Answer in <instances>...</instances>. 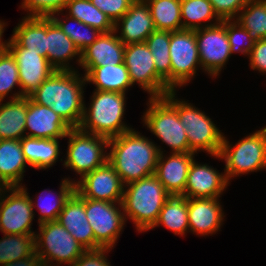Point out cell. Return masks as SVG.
I'll list each match as a JSON object with an SVG mask.
<instances>
[{
	"label": "cell",
	"instance_id": "obj_40",
	"mask_svg": "<svg viewBox=\"0 0 266 266\" xmlns=\"http://www.w3.org/2000/svg\"><path fill=\"white\" fill-rule=\"evenodd\" d=\"M226 33L230 43L231 54L235 52H241V54H247V56L250 54L252 48L254 47L255 41L251 39L247 30L243 28L235 19L226 20ZM243 43L244 45H242Z\"/></svg>",
	"mask_w": 266,
	"mask_h": 266
},
{
	"label": "cell",
	"instance_id": "obj_29",
	"mask_svg": "<svg viewBox=\"0 0 266 266\" xmlns=\"http://www.w3.org/2000/svg\"><path fill=\"white\" fill-rule=\"evenodd\" d=\"M58 140L24 136L20 143L28 165L45 170L52 167L60 155Z\"/></svg>",
	"mask_w": 266,
	"mask_h": 266
},
{
	"label": "cell",
	"instance_id": "obj_22",
	"mask_svg": "<svg viewBox=\"0 0 266 266\" xmlns=\"http://www.w3.org/2000/svg\"><path fill=\"white\" fill-rule=\"evenodd\" d=\"M219 198H188L189 230L193 234L216 233L223 222L224 212Z\"/></svg>",
	"mask_w": 266,
	"mask_h": 266
},
{
	"label": "cell",
	"instance_id": "obj_9",
	"mask_svg": "<svg viewBox=\"0 0 266 266\" xmlns=\"http://www.w3.org/2000/svg\"><path fill=\"white\" fill-rule=\"evenodd\" d=\"M68 149L64 167H69L81 178L108 161L109 139L103 136L86 133L79 128H72L67 134Z\"/></svg>",
	"mask_w": 266,
	"mask_h": 266
},
{
	"label": "cell",
	"instance_id": "obj_43",
	"mask_svg": "<svg viewBox=\"0 0 266 266\" xmlns=\"http://www.w3.org/2000/svg\"><path fill=\"white\" fill-rule=\"evenodd\" d=\"M213 10L222 20H233L249 0H209Z\"/></svg>",
	"mask_w": 266,
	"mask_h": 266
},
{
	"label": "cell",
	"instance_id": "obj_11",
	"mask_svg": "<svg viewBox=\"0 0 266 266\" xmlns=\"http://www.w3.org/2000/svg\"><path fill=\"white\" fill-rule=\"evenodd\" d=\"M123 59L132 85L138 83L150 98L163 97L173 91L157 74L153 55L145 42L125 45Z\"/></svg>",
	"mask_w": 266,
	"mask_h": 266
},
{
	"label": "cell",
	"instance_id": "obj_1",
	"mask_svg": "<svg viewBox=\"0 0 266 266\" xmlns=\"http://www.w3.org/2000/svg\"><path fill=\"white\" fill-rule=\"evenodd\" d=\"M76 70H55L28 97L37 104L51 108L71 127L78 128L84 112L85 76Z\"/></svg>",
	"mask_w": 266,
	"mask_h": 266
},
{
	"label": "cell",
	"instance_id": "obj_19",
	"mask_svg": "<svg viewBox=\"0 0 266 266\" xmlns=\"http://www.w3.org/2000/svg\"><path fill=\"white\" fill-rule=\"evenodd\" d=\"M163 154L158 155L155 176L170 195H183L195 153L171 152L169 157Z\"/></svg>",
	"mask_w": 266,
	"mask_h": 266
},
{
	"label": "cell",
	"instance_id": "obj_28",
	"mask_svg": "<svg viewBox=\"0 0 266 266\" xmlns=\"http://www.w3.org/2000/svg\"><path fill=\"white\" fill-rule=\"evenodd\" d=\"M0 101V140H21L25 132L28 97L10 100L6 103Z\"/></svg>",
	"mask_w": 266,
	"mask_h": 266
},
{
	"label": "cell",
	"instance_id": "obj_48",
	"mask_svg": "<svg viewBox=\"0 0 266 266\" xmlns=\"http://www.w3.org/2000/svg\"><path fill=\"white\" fill-rule=\"evenodd\" d=\"M7 187L0 181V192L6 189Z\"/></svg>",
	"mask_w": 266,
	"mask_h": 266
},
{
	"label": "cell",
	"instance_id": "obj_15",
	"mask_svg": "<svg viewBox=\"0 0 266 266\" xmlns=\"http://www.w3.org/2000/svg\"><path fill=\"white\" fill-rule=\"evenodd\" d=\"M8 50L16 60L21 88L10 100L28 97L56 70L47 58L28 52L27 48L20 47L12 38Z\"/></svg>",
	"mask_w": 266,
	"mask_h": 266
},
{
	"label": "cell",
	"instance_id": "obj_3",
	"mask_svg": "<svg viewBox=\"0 0 266 266\" xmlns=\"http://www.w3.org/2000/svg\"><path fill=\"white\" fill-rule=\"evenodd\" d=\"M170 196L155 175L124 185L122 207L125 219L126 216L131 219L138 232L150 230Z\"/></svg>",
	"mask_w": 266,
	"mask_h": 266
},
{
	"label": "cell",
	"instance_id": "obj_17",
	"mask_svg": "<svg viewBox=\"0 0 266 266\" xmlns=\"http://www.w3.org/2000/svg\"><path fill=\"white\" fill-rule=\"evenodd\" d=\"M72 128L51 108L34 103L28 97L25 131L27 137L62 139Z\"/></svg>",
	"mask_w": 266,
	"mask_h": 266
},
{
	"label": "cell",
	"instance_id": "obj_46",
	"mask_svg": "<svg viewBox=\"0 0 266 266\" xmlns=\"http://www.w3.org/2000/svg\"><path fill=\"white\" fill-rule=\"evenodd\" d=\"M2 266H43V263L40 257L35 252L33 255L29 257H26V258H23L17 261L9 262Z\"/></svg>",
	"mask_w": 266,
	"mask_h": 266
},
{
	"label": "cell",
	"instance_id": "obj_35",
	"mask_svg": "<svg viewBox=\"0 0 266 266\" xmlns=\"http://www.w3.org/2000/svg\"><path fill=\"white\" fill-rule=\"evenodd\" d=\"M255 42L266 39V0H249L236 17Z\"/></svg>",
	"mask_w": 266,
	"mask_h": 266
},
{
	"label": "cell",
	"instance_id": "obj_41",
	"mask_svg": "<svg viewBox=\"0 0 266 266\" xmlns=\"http://www.w3.org/2000/svg\"><path fill=\"white\" fill-rule=\"evenodd\" d=\"M68 0H23L22 7L29 17H51L64 11Z\"/></svg>",
	"mask_w": 266,
	"mask_h": 266
},
{
	"label": "cell",
	"instance_id": "obj_4",
	"mask_svg": "<svg viewBox=\"0 0 266 266\" xmlns=\"http://www.w3.org/2000/svg\"><path fill=\"white\" fill-rule=\"evenodd\" d=\"M125 94L95 90L88 110L84 106L83 117L78 128L86 133L108 139L132 130L122 122L126 105Z\"/></svg>",
	"mask_w": 266,
	"mask_h": 266
},
{
	"label": "cell",
	"instance_id": "obj_20",
	"mask_svg": "<svg viewBox=\"0 0 266 266\" xmlns=\"http://www.w3.org/2000/svg\"><path fill=\"white\" fill-rule=\"evenodd\" d=\"M114 25L116 33L121 28L118 38L125 45L145 42L149 35L156 30L149 7L145 1L141 0L134 1L124 16Z\"/></svg>",
	"mask_w": 266,
	"mask_h": 266
},
{
	"label": "cell",
	"instance_id": "obj_8",
	"mask_svg": "<svg viewBox=\"0 0 266 266\" xmlns=\"http://www.w3.org/2000/svg\"><path fill=\"white\" fill-rule=\"evenodd\" d=\"M176 111L186 129L189 148L193 153L206 151L213 157L219 155L223 143L222 132L211 118L191 103L176 99Z\"/></svg>",
	"mask_w": 266,
	"mask_h": 266
},
{
	"label": "cell",
	"instance_id": "obj_14",
	"mask_svg": "<svg viewBox=\"0 0 266 266\" xmlns=\"http://www.w3.org/2000/svg\"><path fill=\"white\" fill-rule=\"evenodd\" d=\"M201 69L217 77L231 56L226 20L195 30Z\"/></svg>",
	"mask_w": 266,
	"mask_h": 266
},
{
	"label": "cell",
	"instance_id": "obj_6",
	"mask_svg": "<svg viewBox=\"0 0 266 266\" xmlns=\"http://www.w3.org/2000/svg\"><path fill=\"white\" fill-rule=\"evenodd\" d=\"M230 145L224 136L216 156L225 161L224 173L228 181L237 175L266 168V126L239 140L233 147Z\"/></svg>",
	"mask_w": 266,
	"mask_h": 266
},
{
	"label": "cell",
	"instance_id": "obj_10",
	"mask_svg": "<svg viewBox=\"0 0 266 266\" xmlns=\"http://www.w3.org/2000/svg\"><path fill=\"white\" fill-rule=\"evenodd\" d=\"M116 203L85 198L87 220L94 234V250L114 248L120 232L126 224L122 205Z\"/></svg>",
	"mask_w": 266,
	"mask_h": 266
},
{
	"label": "cell",
	"instance_id": "obj_16",
	"mask_svg": "<svg viewBox=\"0 0 266 266\" xmlns=\"http://www.w3.org/2000/svg\"><path fill=\"white\" fill-rule=\"evenodd\" d=\"M75 190L83 197L122 205L124 184L107 161L75 182Z\"/></svg>",
	"mask_w": 266,
	"mask_h": 266
},
{
	"label": "cell",
	"instance_id": "obj_25",
	"mask_svg": "<svg viewBox=\"0 0 266 266\" xmlns=\"http://www.w3.org/2000/svg\"><path fill=\"white\" fill-rule=\"evenodd\" d=\"M26 164L20 140H0V181L6 187H22Z\"/></svg>",
	"mask_w": 266,
	"mask_h": 266
},
{
	"label": "cell",
	"instance_id": "obj_31",
	"mask_svg": "<svg viewBox=\"0 0 266 266\" xmlns=\"http://www.w3.org/2000/svg\"><path fill=\"white\" fill-rule=\"evenodd\" d=\"M150 10L156 30H182L181 0H144Z\"/></svg>",
	"mask_w": 266,
	"mask_h": 266
},
{
	"label": "cell",
	"instance_id": "obj_42",
	"mask_svg": "<svg viewBox=\"0 0 266 266\" xmlns=\"http://www.w3.org/2000/svg\"><path fill=\"white\" fill-rule=\"evenodd\" d=\"M135 0H90L115 24L129 10Z\"/></svg>",
	"mask_w": 266,
	"mask_h": 266
},
{
	"label": "cell",
	"instance_id": "obj_36",
	"mask_svg": "<svg viewBox=\"0 0 266 266\" xmlns=\"http://www.w3.org/2000/svg\"><path fill=\"white\" fill-rule=\"evenodd\" d=\"M145 43L153 55L157 74L170 87V31L155 30L149 35Z\"/></svg>",
	"mask_w": 266,
	"mask_h": 266
},
{
	"label": "cell",
	"instance_id": "obj_37",
	"mask_svg": "<svg viewBox=\"0 0 266 266\" xmlns=\"http://www.w3.org/2000/svg\"><path fill=\"white\" fill-rule=\"evenodd\" d=\"M35 253V235L4 234L0 240V265Z\"/></svg>",
	"mask_w": 266,
	"mask_h": 266
},
{
	"label": "cell",
	"instance_id": "obj_21",
	"mask_svg": "<svg viewBox=\"0 0 266 266\" xmlns=\"http://www.w3.org/2000/svg\"><path fill=\"white\" fill-rule=\"evenodd\" d=\"M57 221L67 229L70 234L86 250H94V234L86 217L85 198L76 190L65 202L64 208Z\"/></svg>",
	"mask_w": 266,
	"mask_h": 266
},
{
	"label": "cell",
	"instance_id": "obj_45",
	"mask_svg": "<svg viewBox=\"0 0 266 266\" xmlns=\"http://www.w3.org/2000/svg\"><path fill=\"white\" fill-rule=\"evenodd\" d=\"M248 56L251 69H256L259 73H266V39L255 42Z\"/></svg>",
	"mask_w": 266,
	"mask_h": 266
},
{
	"label": "cell",
	"instance_id": "obj_34",
	"mask_svg": "<svg viewBox=\"0 0 266 266\" xmlns=\"http://www.w3.org/2000/svg\"><path fill=\"white\" fill-rule=\"evenodd\" d=\"M61 187L59 188V194L56 193V197L55 200L53 202H50L48 199L49 198V194L53 196L54 193H52L50 190H48V195H44V192L46 191H42V193L40 194V196H38L37 201L38 203L35 202L34 205V201L32 200V207H33V213L34 212V207H38V210L40 211V216L38 218V223H44V222H49V221H56L59 217L60 212L62 211V209L64 208V204L65 202L70 198V196L75 192V180L72 181L71 179L69 180V178H64L61 182ZM47 193V192H46ZM42 195V196H41ZM45 196H47V198L45 199ZM43 197V198H42Z\"/></svg>",
	"mask_w": 266,
	"mask_h": 266
},
{
	"label": "cell",
	"instance_id": "obj_23",
	"mask_svg": "<svg viewBox=\"0 0 266 266\" xmlns=\"http://www.w3.org/2000/svg\"><path fill=\"white\" fill-rule=\"evenodd\" d=\"M125 44L115 30L101 33L97 40L81 52V68L119 65L123 63Z\"/></svg>",
	"mask_w": 266,
	"mask_h": 266
},
{
	"label": "cell",
	"instance_id": "obj_30",
	"mask_svg": "<svg viewBox=\"0 0 266 266\" xmlns=\"http://www.w3.org/2000/svg\"><path fill=\"white\" fill-rule=\"evenodd\" d=\"M163 225L176 235H185L189 231L188 198L182 195H171L163 205L154 227Z\"/></svg>",
	"mask_w": 266,
	"mask_h": 266
},
{
	"label": "cell",
	"instance_id": "obj_32",
	"mask_svg": "<svg viewBox=\"0 0 266 266\" xmlns=\"http://www.w3.org/2000/svg\"><path fill=\"white\" fill-rule=\"evenodd\" d=\"M65 9L69 11L68 16L98 29L102 33L114 30V23L106 14L93 5L90 0H68Z\"/></svg>",
	"mask_w": 266,
	"mask_h": 266
},
{
	"label": "cell",
	"instance_id": "obj_2",
	"mask_svg": "<svg viewBox=\"0 0 266 266\" xmlns=\"http://www.w3.org/2000/svg\"><path fill=\"white\" fill-rule=\"evenodd\" d=\"M108 162L124 185L155 175L159 153L163 151L134 129L109 139Z\"/></svg>",
	"mask_w": 266,
	"mask_h": 266
},
{
	"label": "cell",
	"instance_id": "obj_39",
	"mask_svg": "<svg viewBox=\"0 0 266 266\" xmlns=\"http://www.w3.org/2000/svg\"><path fill=\"white\" fill-rule=\"evenodd\" d=\"M15 86L20 87L18 67L14 56L7 49L0 54V101H3Z\"/></svg>",
	"mask_w": 266,
	"mask_h": 266
},
{
	"label": "cell",
	"instance_id": "obj_38",
	"mask_svg": "<svg viewBox=\"0 0 266 266\" xmlns=\"http://www.w3.org/2000/svg\"><path fill=\"white\" fill-rule=\"evenodd\" d=\"M50 18L74 42L75 46L80 52H82L89 45L93 44L102 33L98 29L92 28L91 26L86 25L85 23L70 16H66V20H64L62 18L59 19L57 16H55V14H53ZM70 21H72V23L74 22L75 26L77 25L79 28L84 30H80L77 26L76 27L78 29L74 27V23L73 25L69 24L68 22Z\"/></svg>",
	"mask_w": 266,
	"mask_h": 266
},
{
	"label": "cell",
	"instance_id": "obj_12",
	"mask_svg": "<svg viewBox=\"0 0 266 266\" xmlns=\"http://www.w3.org/2000/svg\"><path fill=\"white\" fill-rule=\"evenodd\" d=\"M169 55L171 60L170 88L176 91L195 76L201 66L195 30L182 29L170 32ZM176 87V88H175Z\"/></svg>",
	"mask_w": 266,
	"mask_h": 266
},
{
	"label": "cell",
	"instance_id": "obj_18",
	"mask_svg": "<svg viewBox=\"0 0 266 266\" xmlns=\"http://www.w3.org/2000/svg\"><path fill=\"white\" fill-rule=\"evenodd\" d=\"M229 181L225 173H219L207 164H198L193 160L190 165L185 191L187 198H219Z\"/></svg>",
	"mask_w": 266,
	"mask_h": 266
},
{
	"label": "cell",
	"instance_id": "obj_24",
	"mask_svg": "<svg viewBox=\"0 0 266 266\" xmlns=\"http://www.w3.org/2000/svg\"><path fill=\"white\" fill-rule=\"evenodd\" d=\"M76 56L79 58L77 61L80 66L81 52L60 27L50 17H47V59L49 63L56 70H75L70 66L69 60Z\"/></svg>",
	"mask_w": 266,
	"mask_h": 266
},
{
	"label": "cell",
	"instance_id": "obj_5",
	"mask_svg": "<svg viewBox=\"0 0 266 266\" xmlns=\"http://www.w3.org/2000/svg\"><path fill=\"white\" fill-rule=\"evenodd\" d=\"M175 93L170 91L163 97L149 98V108L143 121L156 137L172 149V153H191L186 129L176 111Z\"/></svg>",
	"mask_w": 266,
	"mask_h": 266
},
{
	"label": "cell",
	"instance_id": "obj_27",
	"mask_svg": "<svg viewBox=\"0 0 266 266\" xmlns=\"http://www.w3.org/2000/svg\"><path fill=\"white\" fill-rule=\"evenodd\" d=\"M84 71L86 82L95 84V90L126 93L127 88L132 86L129 72L124 62L119 65L86 67Z\"/></svg>",
	"mask_w": 266,
	"mask_h": 266
},
{
	"label": "cell",
	"instance_id": "obj_26",
	"mask_svg": "<svg viewBox=\"0 0 266 266\" xmlns=\"http://www.w3.org/2000/svg\"><path fill=\"white\" fill-rule=\"evenodd\" d=\"M11 38L28 52L47 58V17L25 16L13 29Z\"/></svg>",
	"mask_w": 266,
	"mask_h": 266
},
{
	"label": "cell",
	"instance_id": "obj_33",
	"mask_svg": "<svg viewBox=\"0 0 266 266\" xmlns=\"http://www.w3.org/2000/svg\"><path fill=\"white\" fill-rule=\"evenodd\" d=\"M180 8L181 18H184V21L182 20V29L196 30L221 22L209 0H181ZM213 18H215V23L202 25L204 22H209Z\"/></svg>",
	"mask_w": 266,
	"mask_h": 266
},
{
	"label": "cell",
	"instance_id": "obj_7",
	"mask_svg": "<svg viewBox=\"0 0 266 266\" xmlns=\"http://www.w3.org/2000/svg\"><path fill=\"white\" fill-rule=\"evenodd\" d=\"M39 231L35 234V252L43 266H71L86 251L57 220L39 224Z\"/></svg>",
	"mask_w": 266,
	"mask_h": 266
},
{
	"label": "cell",
	"instance_id": "obj_13",
	"mask_svg": "<svg viewBox=\"0 0 266 266\" xmlns=\"http://www.w3.org/2000/svg\"><path fill=\"white\" fill-rule=\"evenodd\" d=\"M5 192L10 194L6 196ZM33 219L32 199L27 193V187L26 189L24 186L7 187L0 192V230L2 233L35 235V232L31 230Z\"/></svg>",
	"mask_w": 266,
	"mask_h": 266
},
{
	"label": "cell",
	"instance_id": "obj_47",
	"mask_svg": "<svg viewBox=\"0 0 266 266\" xmlns=\"http://www.w3.org/2000/svg\"><path fill=\"white\" fill-rule=\"evenodd\" d=\"M6 26L5 22L0 20V54L5 52L8 49V43L9 41H2V36H3V32H4V27Z\"/></svg>",
	"mask_w": 266,
	"mask_h": 266
},
{
	"label": "cell",
	"instance_id": "obj_44",
	"mask_svg": "<svg viewBox=\"0 0 266 266\" xmlns=\"http://www.w3.org/2000/svg\"><path fill=\"white\" fill-rule=\"evenodd\" d=\"M109 251L108 248L86 250L71 266H111L104 255Z\"/></svg>",
	"mask_w": 266,
	"mask_h": 266
}]
</instances>
